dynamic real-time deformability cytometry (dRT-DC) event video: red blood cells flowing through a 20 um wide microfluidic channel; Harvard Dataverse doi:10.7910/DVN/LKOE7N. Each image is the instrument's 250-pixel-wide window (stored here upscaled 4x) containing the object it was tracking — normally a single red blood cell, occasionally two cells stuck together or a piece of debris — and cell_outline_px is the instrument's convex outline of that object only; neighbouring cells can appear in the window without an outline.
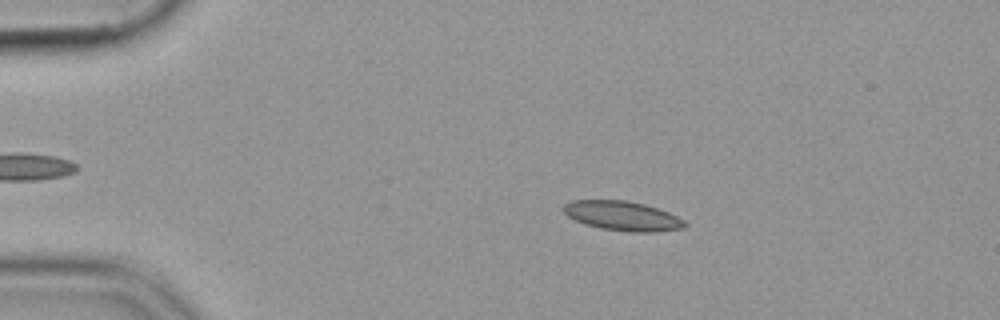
{"species": "common noctule bat (a hibernating species)", "species_latin": "Nyctalus noctula", "temperature_condition": "cold", "stored_images_in_passage": 53, "camera_frame_rate_fps": 3000, "um_per_image_px": 0.085, "animal": {"sex": "female", "body_mass_g": 19.9}, "frame": {"image": 1, "passage_image": 10, "time_ms": 3.0, "image_size_px": [1000, 320], "cell_outline_px": [[688, 224], [684, 228], [656, 232], [628, 232], [600, 228], [584, 224], [568, 216], [560, 208], [564, 204], [572, 200], [628, 200], [644, 204], [668, 212], [684, 220]], "centroid_in_image_um": [52.9, 18.35], "position_along_channel_um": 32.1, "area_um2": 20.98}}
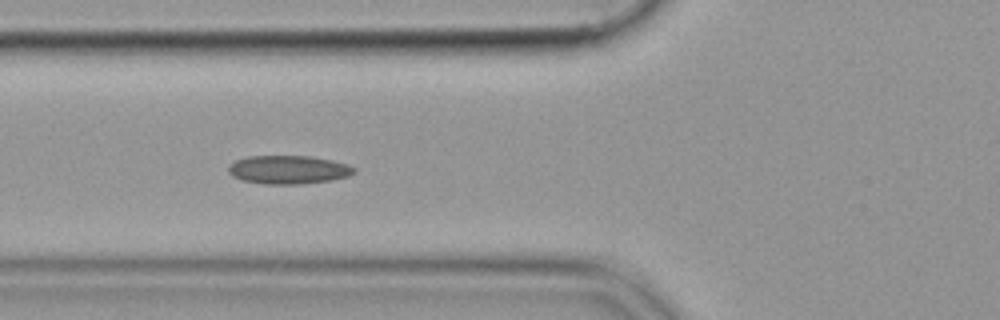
{"frame": {"image": 2, "passage_image": 20, "time_ms": 6.333, "image_size_px": [1000, 320], "cell_outline_px": [[356, 172], [348, 176], [332, 180], [300, 184], [264, 184], [244, 180], [232, 176], [228, 172], [228, 164], [236, 160], [248, 156], [312, 156], [332, 160], [348, 164], [356, 168]], "centroid_in_image_um": [24.53, 14.42], "position_along_channel_um": 101.3, "area_um2": 20.98}}
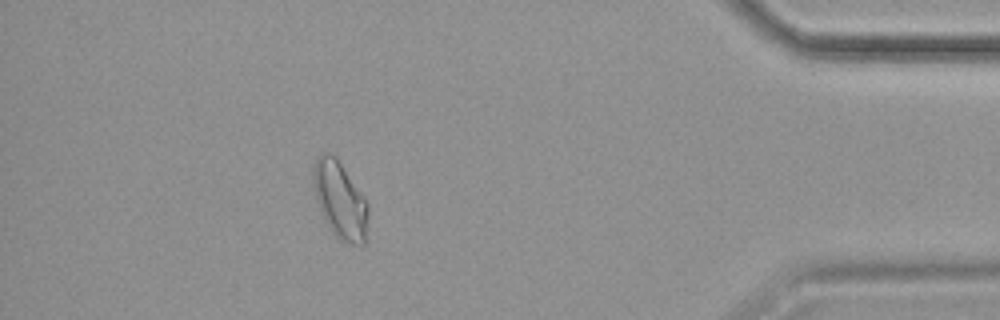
{"frame": {"image": 3, "passage_image": 48, "time_ms": 15.667, "image_size_px": [1000, 320], "cell_outline_px": [[368, 216], [364, 244], [348, 244], [340, 240], [332, 232], [320, 212], [316, 200], [312, 184], [312, 168], [316, 156], [320, 152], [332, 152], [336, 156], [368, 200]], "centroid_in_image_um": [28.88, 16.94], "position_along_channel_um": 406.3, "area_um2": 25.32}}